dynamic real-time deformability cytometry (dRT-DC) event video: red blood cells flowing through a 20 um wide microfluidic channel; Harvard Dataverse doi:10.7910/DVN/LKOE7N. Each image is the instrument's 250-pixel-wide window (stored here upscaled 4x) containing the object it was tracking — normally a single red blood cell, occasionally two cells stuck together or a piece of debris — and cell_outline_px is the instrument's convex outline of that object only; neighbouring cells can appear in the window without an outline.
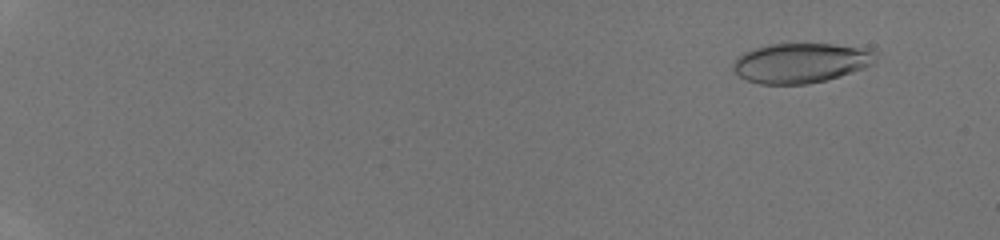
{"species": "human", "species_latin": "Homo sapiens", "temperature_condition": "room temperature", "stored_images_in_passage": 48, "camera_frame_rate_fps": 3000, "um_per_image_px": 0.085, "donor": {"sex": "male"}, "frame": {"image": 1, "passage_image": 5, "time_ms": 1.333, "image_size_px": [1000, 240], "cell_outline_px": [[876, 60], [872, 64], [864, 68], [840, 76], [808, 84], [760, 84], [748, 80], [740, 76], [732, 68], [732, 64], [736, 56], [744, 52], [768, 44], [832, 44], [864, 48], [876, 52]], "centroid_in_image_um": [68.05, 5.34], "position_along_channel_um": 16.9, "area_um2": 33.0}}
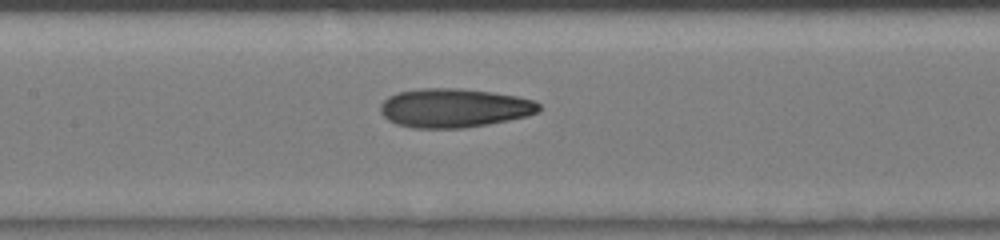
{"frame": {"image": 2, "passage_image": 27, "time_ms": 8.667, "image_size_px": [1000, 240], "cell_outline_px": [[540, 112], [528, 116], [488, 124], [460, 128], [416, 128], [396, 124], [388, 120], [380, 112], [380, 104], [388, 96], [396, 92], [420, 88], [460, 88], [492, 92], [516, 96], [532, 100], [540, 104]], "centroid_in_image_um": [38.58, 9.17], "position_along_channel_um": 168.8, "area_um2": 36.13}}
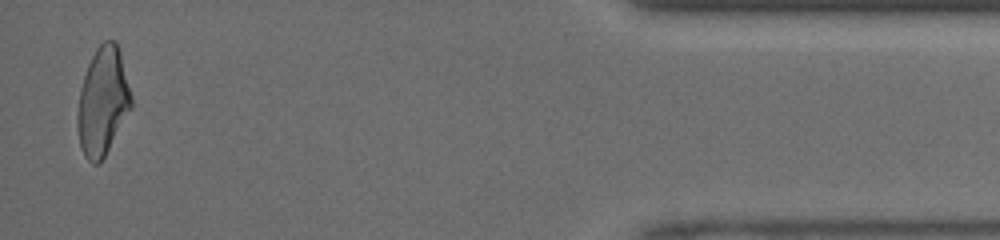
{"frame": {"image": 3, "passage_image": 47, "time_ms": 15.333, "image_size_px": [1000, 240], "cell_outline_px": [[132, 108], [104, 156], [96, 164], [92, 164], [84, 156], [80, 148], [76, 124], [76, 112], [80, 88], [88, 64], [96, 48], [104, 40], [116, 40], [120, 52], [132, 96]], "centroid_in_image_um": [8.71, 8.62], "position_along_channel_um": 426.5, "area_um2": 33.99}}